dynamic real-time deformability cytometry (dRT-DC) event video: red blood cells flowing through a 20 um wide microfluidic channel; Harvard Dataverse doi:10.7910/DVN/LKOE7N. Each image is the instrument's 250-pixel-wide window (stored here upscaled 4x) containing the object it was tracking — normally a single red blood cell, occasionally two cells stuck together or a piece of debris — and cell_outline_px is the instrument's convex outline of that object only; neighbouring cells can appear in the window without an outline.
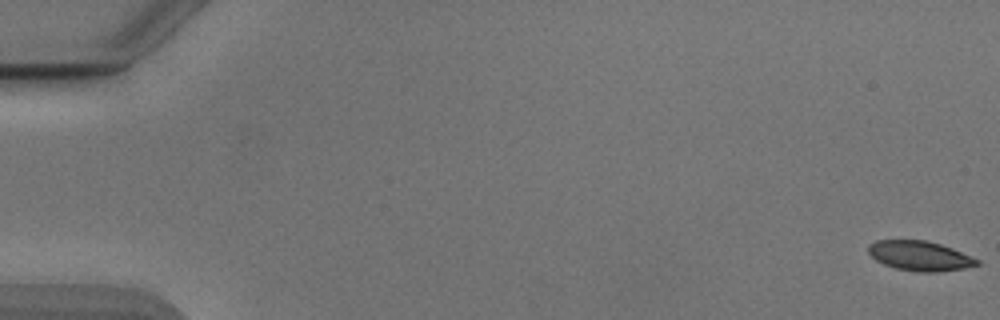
{"species": "Egyptian fruit bat (a non-hibernating species)", "species_latin": "Rousettus aegyptiacus", "temperature_condition": "cold", "stored_images_in_passage": 55, "segment_of_instrument_passage": [1, 2], "camera_frame_rate_fps": 3000, "um_per_image_px": 0.085, "animal": {"sex": "male"}, "frame": {"image": 1, "passage_image": 1, "time_ms": 0.0, "image_size_px": [1000, 320], "cell_outline_px": [[980, 264], [964, 268], [940, 272], [916, 272], [896, 268], [884, 264], [876, 260], [868, 252], [868, 244], [876, 240], [924, 240], [940, 244], [952, 248], [980, 260]], "centroid_in_image_um": [78.18, 21.75], "position_along_channel_um": 6.8, "area_um2": 18.84}}
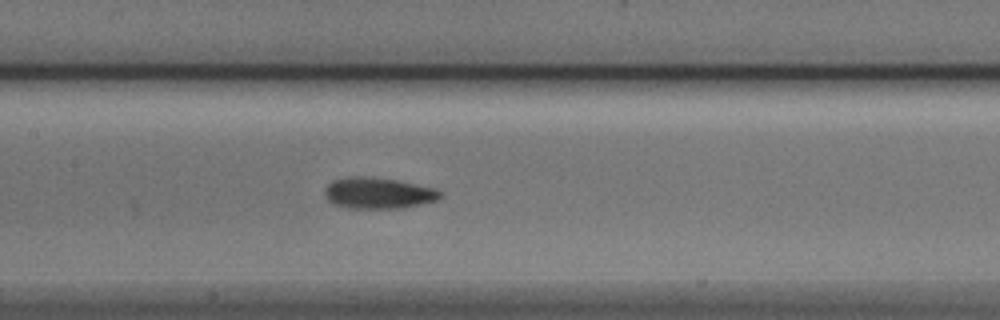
{"frame": {"image": 2, "passage_image": 27, "time_ms": 8.667, "image_size_px": [1000, 320], "cell_outline_px": [[444, 196], [436, 200], [420, 204], [400, 208], [344, 208], [332, 204], [324, 196], [324, 188], [332, 180], [348, 176], [364, 176], [396, 180], [436, 188], [444, 192]], "centroid_in_image_um": [32.13, 16.41], "position_along_channel_um": 175.3, "area_um2": 21.27}}
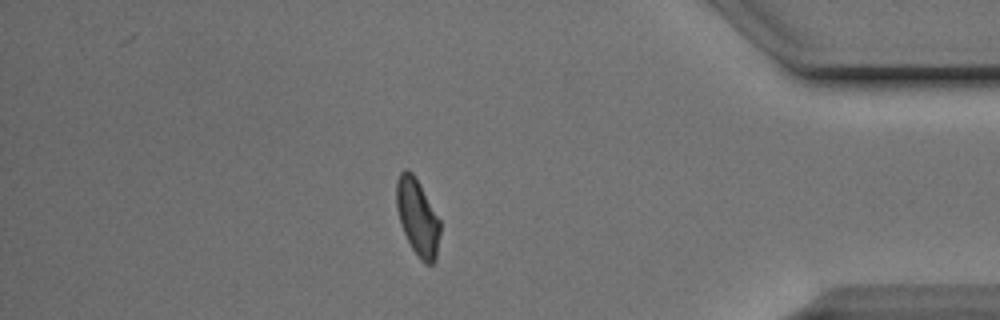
{"frame": {"image": 3, "passage_image": 47, "time_ms": 15.333, "image_size_px": [1000, 320], "cell_outline_px": [[440, 232], [436, 260], [432, 264], [424, 264], [420, 260], [412, 248], [404, 232], [396, 208], [396, 180], [400, 172], [404, 168], [408, 168], [412, 172], [420, 184], [440, 220]], "centroid_in_image_um": [35.49, 18.45], "position_along_channel_um": 399.7, "area_um2": 19.54}}